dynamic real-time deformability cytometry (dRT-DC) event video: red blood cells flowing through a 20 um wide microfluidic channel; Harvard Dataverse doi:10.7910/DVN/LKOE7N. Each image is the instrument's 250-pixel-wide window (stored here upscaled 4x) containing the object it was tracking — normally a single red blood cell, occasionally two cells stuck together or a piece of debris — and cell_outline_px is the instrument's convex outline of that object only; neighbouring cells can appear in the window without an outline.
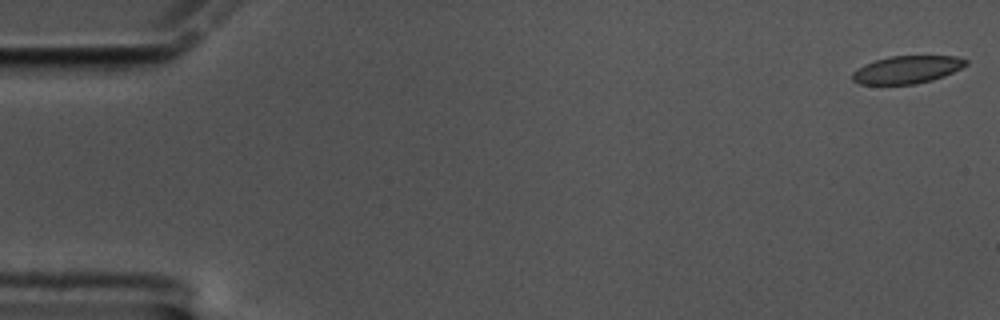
{"species": "common noctule bat (a hibernating species)", "species_latin": "Nyctalus noctula", "temperature_condition": "cold", "stored_images_in_passage": 60, "camera_frame_rate_fps": 3000, "um_per_image_px": 0.085, "animal": {"sex": "male", "body_mass_g": 17.5, "forearm_length_mm": 52.3}, "frame": {"image": 1, "passage_image": 1, "time_ms": 0.0, "image_size_px": [1000, 320], "cell_outline_px": [[968, 64], [944, 76], [932, 80], [916, 84], [860, 84], [852, 80], [852, 72], [864, 64], [888, 56], [956, 56], [968, 60]], "centroid_in_image_um": [77.09, 5.91], "position_along_channel_um": 7.9, "area_um2": 18.26}}
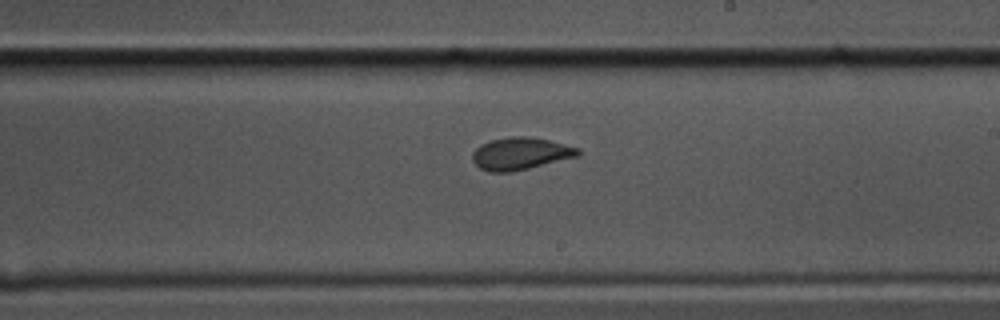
{"frame": {"image": 2, "passage_image": 35, "time_ms": 11.333, "image_size_px": [1000, 320], "cell_outline_px": [[580, 156], [512, 172], [488, 172], [480, 168], [472, 160], [472, 152], [480, 144], [492, 140], [512, 136], [524, 136], [548, 140], [580, 148]], "centroid_in_image_um": [44.24, 13.06], "position_along_channel_um": 244.8, "area_um2": 19.88}}
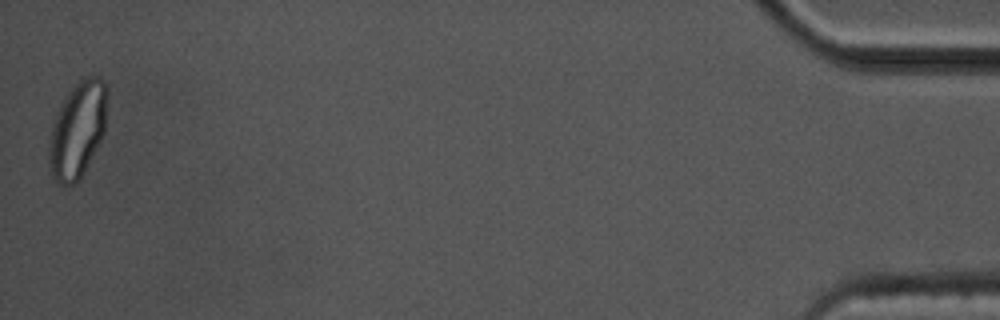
{"frame": {"image": 3, "passage_image": 60, "time_ms": 19.667, "image_size_px": [1000, 320], "cell_outline_px": [[104, 132], [80, 180], [64, 188], [52, 176], [48, 160], [48, 152], [52, 128], [60, 104], [68, 92], [84, 76], [96, 76], [104, 80]], "centroid_in_image_um": [6.54, 11.09], "position_along_channel_um": 428.7, "area_um2": 31.73}, "authors_computed_cell_mechanics": {"area_um2": 19.8254, "velocity_mm_per_s": 3.3232, "shape_relaxation_time_tau1_ms": 7.3996, "shape_relaxation_time_tau2_ms": 1.1935, "deformation_change_tau1": 0.1342, "deformation_change_tau2": 0.0481}}